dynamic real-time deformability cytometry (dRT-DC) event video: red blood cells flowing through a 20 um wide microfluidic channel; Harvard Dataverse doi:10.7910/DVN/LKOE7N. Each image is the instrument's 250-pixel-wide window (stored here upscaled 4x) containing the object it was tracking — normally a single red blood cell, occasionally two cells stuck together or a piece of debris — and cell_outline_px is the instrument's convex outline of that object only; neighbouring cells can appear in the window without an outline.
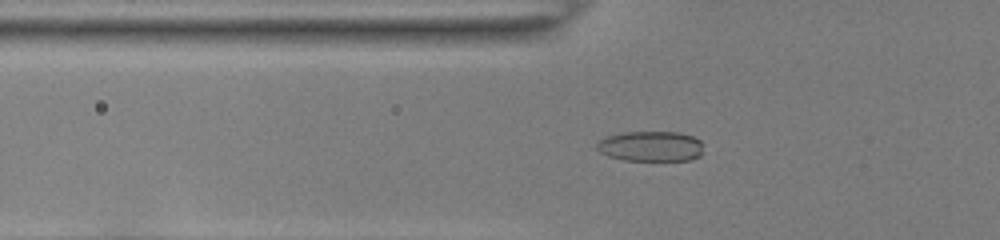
{"species": "common noctule bat (a hibernating species)", "species_latin": "Nyctalus noctula", "temperature_condition": "room temperature", "stored_images_in_passage": 41, "camera_frame_rate_fps": 3000, "um_per_image_px": 0.085, "animal": {"sex": "female", "body_mass_g": 22.0, "forearm_length_mm": 56.7}, "frame": {"image": 1, "passage_image": 7, "time_ms": 2.0, "image_size_px": [1000, 240], "cell_outline_px": [[700, 156], [692, 160], [624, 160], [608, 156], [600, 152], [596, 148], [596, 144], [604, 136], [624, 132], [680, 132], [692, 136], [700, 140]], "centroid_in_image_um": [55.27, 12.43], "position_along_channel_um": 70.5, "area_um2": 18.79}}
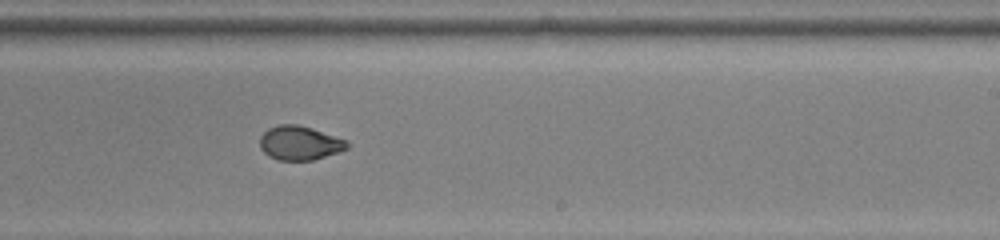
{"frame": {"image": 2, "passage_image": 22, "time_ms": 7.0, "image_size_px": [1000, 240], "cell_outline_px": [[352, 144], [348, 148], [312, 160], [276, 160], [268, 156], [260, 148], [260, 136], [268, 128], [280, 124], [296, 124], [312, 128], [348, 140]], "centroid_in_image_um": [25.47, 12.15], "position_along_channel_um": 263.5, "area_um2": 17.4}}
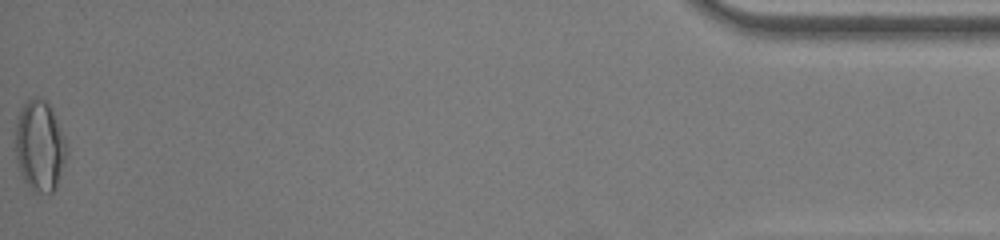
{"frame": {"image": 3, "passage_image": 41, "time_ms": 13.333, "image_size_px": [1000, 240], "cell_outline_px": [[68, 156], [56, 184], [52, 192], [32, 192], [24, 180], [20, 172], [12, 148], [16, 116], [20, 108], [28, 100], [36, 96], [40, 96], [48, 100], [64, 136], [68, 148]], "centroid_in_image_um": [3.33, 12.35], "position_along_channel_um": 431.9, "area_um2": 28.09}, "authors_computed_cell_mechanics": {"area_um2": 18.0336, "velocity_mm_per_s": 3.9047, "shape_relaxation_time_tau1_ms": 9.682, "shape_relaxation_time_tau2_ms": 1.1624, "deformation_change_tau1": 0.2622, "deformation_change_tau2": 0.0509}}